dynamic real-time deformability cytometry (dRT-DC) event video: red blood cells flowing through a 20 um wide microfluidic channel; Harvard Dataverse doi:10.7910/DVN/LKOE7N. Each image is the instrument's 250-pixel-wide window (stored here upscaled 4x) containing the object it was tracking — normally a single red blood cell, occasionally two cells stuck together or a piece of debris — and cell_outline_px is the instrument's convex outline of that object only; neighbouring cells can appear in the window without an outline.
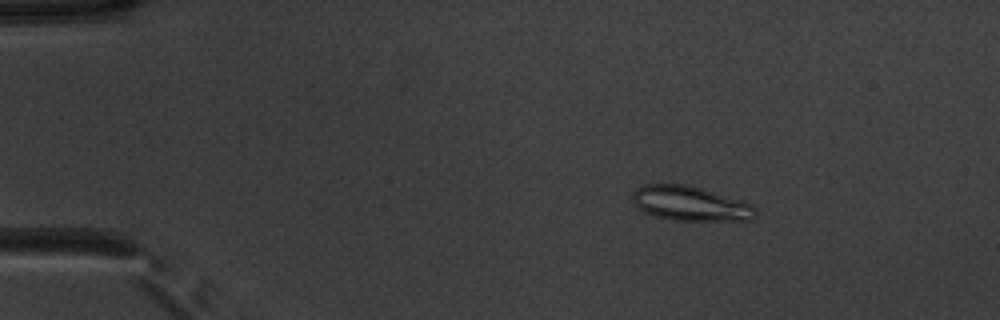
{"species": "common noctule bat (a hibernating species)", "species_latin": "Nyctalus noctula", "temperature_condition": "warm", "stored_images_in_passage": 51, "camera_frame_rate_fps": 3000, "um_per_image_px": 0.085, "animal": {"sex": "male", "body_mass_g": 20.1, "forearm_length_mm": 53.5}, "frame": {"image": 1, "passage_image": 7, "time_ms": 2.0, "image_size_px": [1000, 320], "cell_outline_px": [[756, 216], [752, 220], [672, 220], [656, 216], [644, 212], [632, 200], [632, 196], [644, 184], [684, 184], [700, 188], [752, 204], [756, 208]], "centroid_in_image_um": [58.7, 17.31], "position_along_channel_um": 26.3, "area_um2": 24.33}}
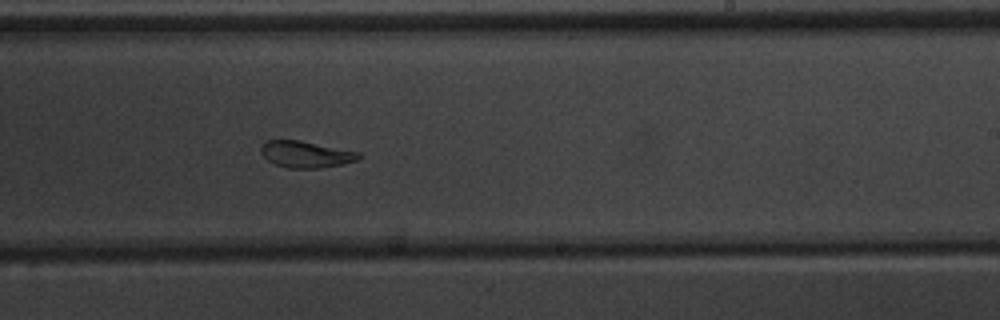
{"frame": {"image": 2, "passage_image": 31, "time_ms": 10.0, "image_size_px": [1000, 320], "cell_outline_px": [[364, 156], [356, 160], [344, 164], [320, 168], [288, 168], [276, 164], [268, 160], [260, 152], [260, 144], [264, 140], [300, 140], [360, 152]], "centroid_in_image_um": [26.0, 13.11], "position_along_channel_um": 263.0, "area_um2": 15.32}}
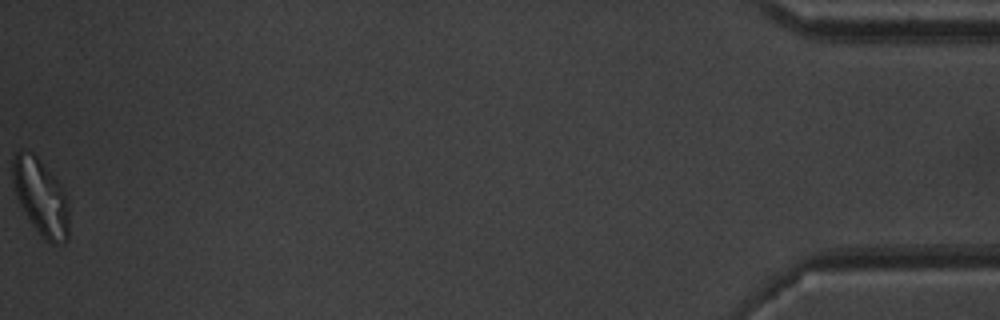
{"frame": {"image": 3, "passage_image": 51, "time_ms": 16.667, "image_size_px": [1000, 320], "cell_outline_px": [[68, 240], [64, 244], [52, 244], [44, 240], [40, 236], [32, 224], [20, 204], [16, 196], [12, 180], [12, 156], [20, 148], [24, 148], [32, 152], [36, 156], [60, 184], [68, 200]], "centroid_in_image_um": [3.45, 16.75], "position_along_channel_um": 431.7, "area_um2": 25.32}, "authors_computed_cell_mechanics": {"area_um2": 19.1896, "velocity_mm_per_s": 3.9071, "shape_relaxation_time_tau1_ms": 4.262, "shape_relaxation_time_tau2_ms": 1.4966, "deformation_change_tau1": 0.1461, "deformation_change_tau2": 0.0664}}